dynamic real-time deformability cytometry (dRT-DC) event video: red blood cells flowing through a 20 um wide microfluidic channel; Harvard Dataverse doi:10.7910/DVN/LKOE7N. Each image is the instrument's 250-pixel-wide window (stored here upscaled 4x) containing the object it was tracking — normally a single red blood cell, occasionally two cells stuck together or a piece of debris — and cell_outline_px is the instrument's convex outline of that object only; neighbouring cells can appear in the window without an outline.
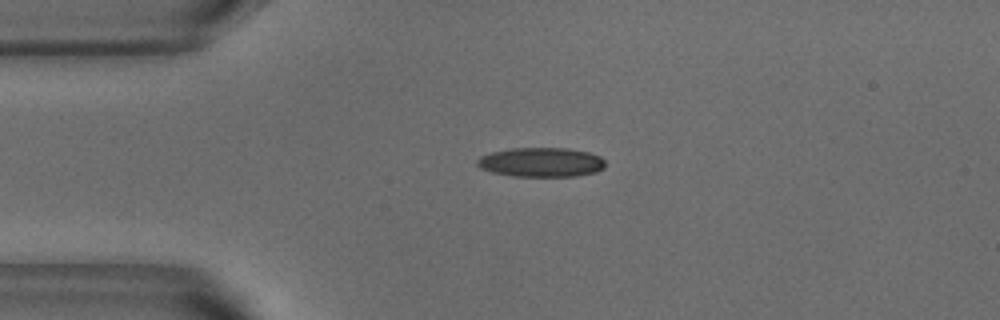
{"species": "common noctule bat (a hibernating species)", "species_latin": "Nyctalus noctula", "temperature_condition": "warm", "stored_images_in_passage": 9, "camera_frame_rate_fps": 3000, "um_per_image_px": 0.085, "animal": {"sex": "male", "body_mass_g": 18.8}, "frame": {"image": 1, "passage_image": 6, "time_ms": 1.667, "image_size_px": [1000, 320], "cell_outline_px": [[604, 168], [596, 172], [576, 176], [512, 176], [492, 172], [480, 168], [476, 164], [476, 160], [480, 156], [492, 152], [512, 148], [568, 148], [588, 152], [600, 156], [604, 160]], "centroid_in_image_um": [45.99, 13.79], "position_along_channel_um": 39.0, "area_um2": 21.96}}